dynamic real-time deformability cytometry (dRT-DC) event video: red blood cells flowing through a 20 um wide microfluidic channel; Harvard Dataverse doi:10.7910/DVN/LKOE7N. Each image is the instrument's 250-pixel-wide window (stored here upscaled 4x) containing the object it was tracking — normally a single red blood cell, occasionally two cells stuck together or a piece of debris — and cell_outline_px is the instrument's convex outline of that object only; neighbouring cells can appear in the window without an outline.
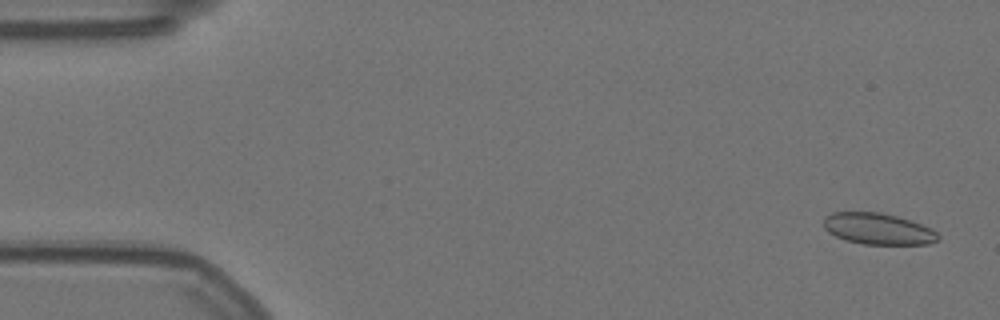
{"species": "Egyptian fruit bat (a non-hibernating species)", "species_latin": "Rousettus aegyptiacus", "temperature_condition": "warm", "stored_images_in_passage": 58, "camera_frame_rate_fps": 3000, "um_per_image_px": 0.085, "animal": {"sex": "female"}, "frame": {"image": 1, "passage_image": 3, "time_ms": 0.667, "image_size_px": [1000, 320], "cell_outline_px": [[940, 240], [928, 244], [864, 244], [844, 240], [828, 232], [824, 228], [824, 216], [832, 212], [880, 212], [912, 220], [932, 228], [940, 236]], "centroid_in_image_um": [74.65, 19.45], "position_along_channel_um": 10.3, "area_um2": 21.1}}
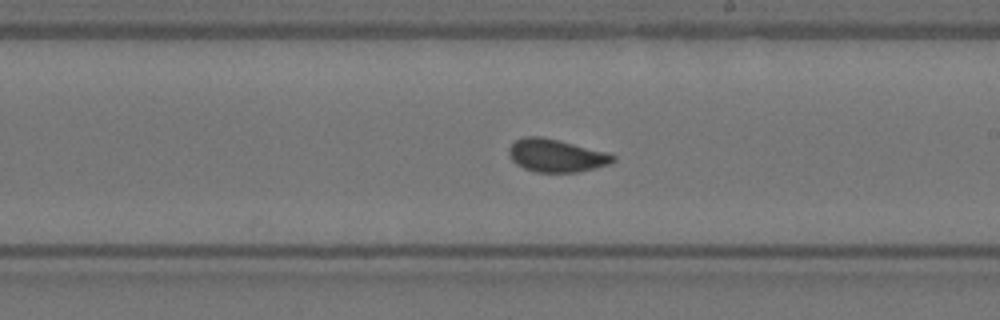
{"frame": {"image": 2, "passage_image": 33, "time_ms": 10.667, "image_size_px": [1000, 320], "cell_outline_px": [[616, 160], [608, 164], [576, 172], [536, 172], [524, 168], [516, 164], [512, 160], [508, 152], [508, 148], [516, 140], [524, 136], [540, 136], [560, 140], [604, 152], [616, 156]], "centroid_in_image_um": [47.23, 13.21], "position_along_channel_um": 241.8, "area_um2": 19.71}}
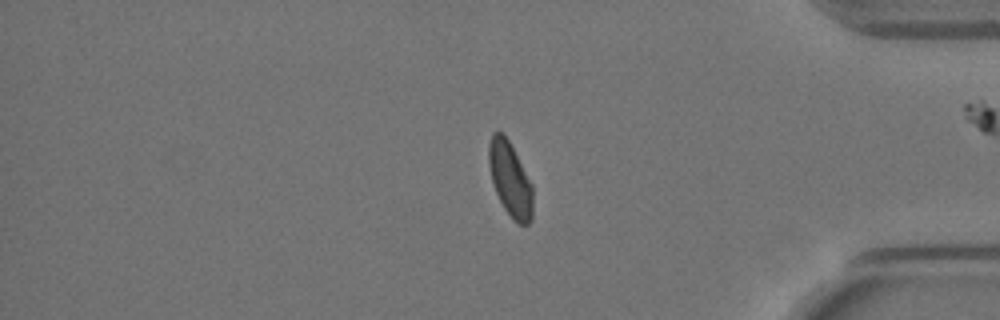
{"frame": {"image": 3, "passage_image": 48, "time_ms": 15.667, "image_size_px": [1000, 320], "cell_outline_px": [[532, 220], [528, 224], [520, 224], [512, 220], [504, 208], [496, 192], [492, 180], [488, 164], [488, 144], [492, 132], [504, 132], [532, 184]], "centroid_in_image_um": [43.35, 15.22], "position_along_channel_um": 391.9, "area_um2": 19.07}, "authors_computed_cell_mechanics": {"area_um2": 19.941, "velocity_mm_per_s": 3.5444, "shape_relaxation_time_tau1_ms": 7.2911, "shape_relaxation_time_tau2_ms": null, "deformation_change_tau1": 0.1266, "deformation_change_tau2": null}}